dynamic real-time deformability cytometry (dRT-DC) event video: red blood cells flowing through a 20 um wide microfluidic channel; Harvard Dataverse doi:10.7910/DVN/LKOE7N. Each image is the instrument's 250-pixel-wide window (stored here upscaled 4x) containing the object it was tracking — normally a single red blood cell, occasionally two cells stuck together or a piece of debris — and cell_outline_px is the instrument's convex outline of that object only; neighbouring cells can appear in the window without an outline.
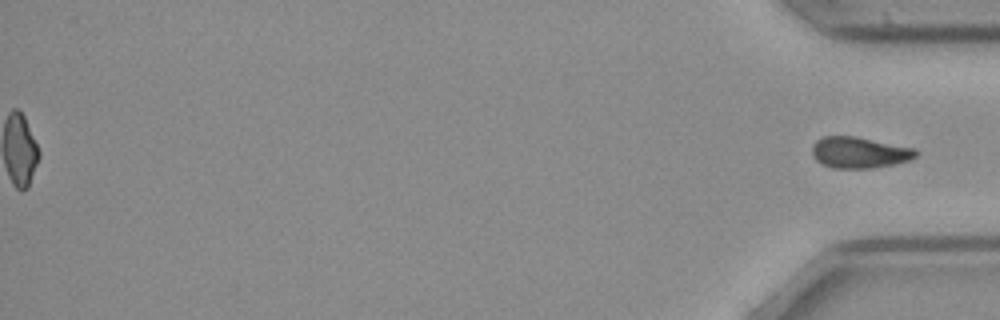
{"species": "common noctule bat (a hibernating species)", "species_latin": "Nyctalus noctula", "temperature_condition": "cold", "stored_images_in_passage": 42, "segment_of_instrument_passage": [2, 2], "camera_frame_rate_fps": 3000, "um_per_image_px": 0.085, "animal": {"sex": "female", "body_mass_g": 21.9}, "frame": {"image": 1, "passage_image": 42, "time_ms": 13.667, "image_size_px": [1000, 320], "cell_outline_px": [[920, 152], [912, 160], [896, 164], [872, 168], [832, 168], [820, 164], [812, 156], [812, 144], [816, 140], [824, 136], [856, 136], [916, 148]], "centroid_in_image_um": [73.07, 12.96], "position_along_channel_um": 362.1, "area_um2": 19.31}}